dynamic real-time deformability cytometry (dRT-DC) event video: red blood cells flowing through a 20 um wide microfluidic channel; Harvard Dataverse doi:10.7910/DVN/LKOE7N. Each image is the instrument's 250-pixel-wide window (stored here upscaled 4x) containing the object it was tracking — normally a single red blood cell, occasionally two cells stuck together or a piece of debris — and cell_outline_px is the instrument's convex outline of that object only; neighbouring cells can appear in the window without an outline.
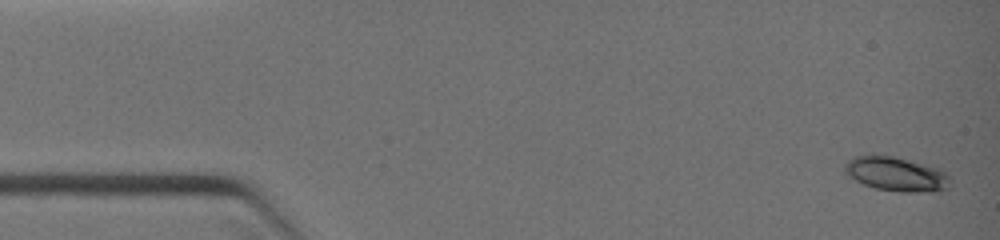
{"species": "common noctule bat (a hibernating species)", "species_latin": "Nyctalus noctula", "temperature_condition": "warm", "stored_images_in_passage": 10, "camera_frame_rate_fps": 3000, "um_per_image_px": 0.085, "animal": {"sex": "female", "body_mass_g": 19.0, "forearm_length_mm": 51.5}, "frame": {"image": 1, "passage_image": 1, "time_ms": 0.0, "image_size_px": [1000, 240], "cell_outline_px": [[948, 188], [932, 192], [900, 192], [876, 188], [864, 184], [856, 180], [844, 172], [844, 164], [848, 160], [856, 156], [872, 152], [892, 156], [940, 168], [948, 176]], "centroid_in_image_um": [76.13, 14.77], "position_along_channel_um": 8.9, "area_um2": 21.21}}